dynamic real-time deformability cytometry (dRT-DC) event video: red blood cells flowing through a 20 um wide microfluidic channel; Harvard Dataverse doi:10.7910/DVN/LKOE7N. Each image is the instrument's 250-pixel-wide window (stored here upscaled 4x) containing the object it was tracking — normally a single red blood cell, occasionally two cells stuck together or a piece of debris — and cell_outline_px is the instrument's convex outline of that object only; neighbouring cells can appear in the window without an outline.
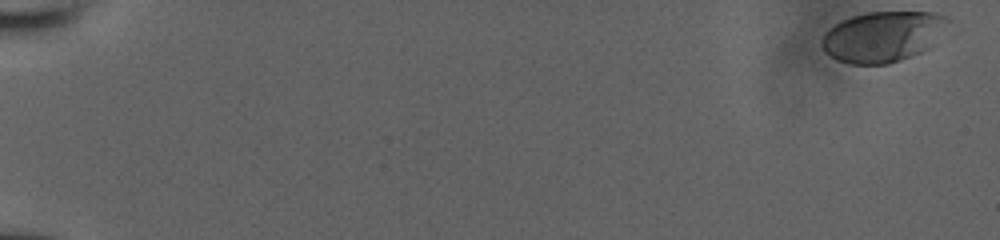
{"species": "human", "species_latin": "Homo sapiens", "temperature_condition": "room temperature", "stored_images_in_passage": 49, "camera_frame_rate_fps": 3000, "um_per_image_px": 0.085, "donor": {"sex": "male"}, "frame": {"image": 1, "passage_image": 1, "time_ms": 0.0, "image_size_px": [1000, 240], "cell_outline_px": [[952, 20], [932, 48], [900, 60], [888, 64], [848, 64], [836, 60], [824, 52], [820, 44], [820, 40], [824, 32], [828, 28], [852, 16], [868, 12], [932, 12], [948, 16]], "centroid_in_image_um": [75.07, 3.11], "position_along_channel_um": 9.9, "area_um2": 37.86}}
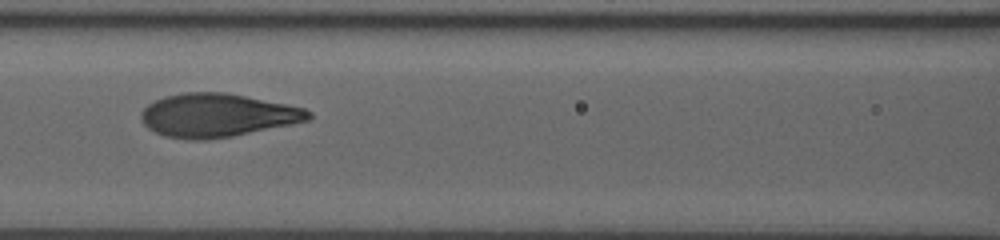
{"frame": {"image": 2, "passage_image": 28, "time_ms": 9.0, "image_size_px": [1000, 240], "cell_outline_px": [[312, 116], [308, 120], [292, 124], [232, 136], [204, 140], [188, 140], [164, 136], [148, 128], [144, 124], [140, 116], [140, 112], [148, 104], [164, 96], [180, 92], [224, 92], [304, 108], [312, 112]], "centroid_in_image_um": [18.42, 9.8], "position_along_channel_um": 148.2, "area_um2": 42.19}}
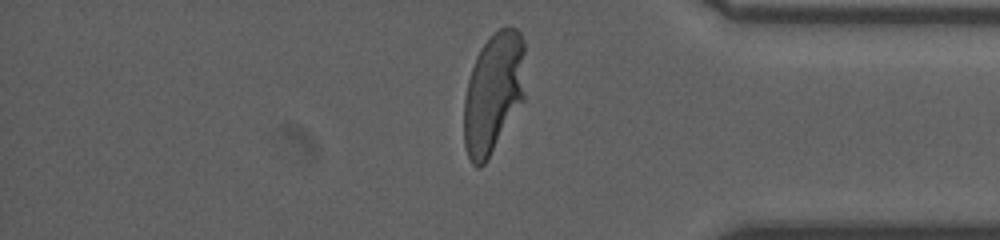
{"frame": {"image": 3, "passage_image": 48, "time_ms": 15.667, "image_size_px": [1000, 240], "cell_outline_px": [[524, 100], [488, 160], [480, 168], [476, 168], [472, 164], [468, 156], [464, 144], [464, 96], [468, 80], [476, 56], [480, 48], [500, 28], [516, 28], [520, 32], [524, 40]], "centroid_in_image_um": [41.94, 7.94], "position_along_channel_um": 393.3, "area_um2": 43.29}, "authors_computed_cell_mechanics": {"area_um2": 41.327, "velocity_mm_per_s": 3.8873, "shape_relaxation_time_tau1_ms": 4.1365, "shape_relaxation_time_tau2_ms": null, "deformation_change_tau1": 0.2202, "deformation_change_tau2": null}}